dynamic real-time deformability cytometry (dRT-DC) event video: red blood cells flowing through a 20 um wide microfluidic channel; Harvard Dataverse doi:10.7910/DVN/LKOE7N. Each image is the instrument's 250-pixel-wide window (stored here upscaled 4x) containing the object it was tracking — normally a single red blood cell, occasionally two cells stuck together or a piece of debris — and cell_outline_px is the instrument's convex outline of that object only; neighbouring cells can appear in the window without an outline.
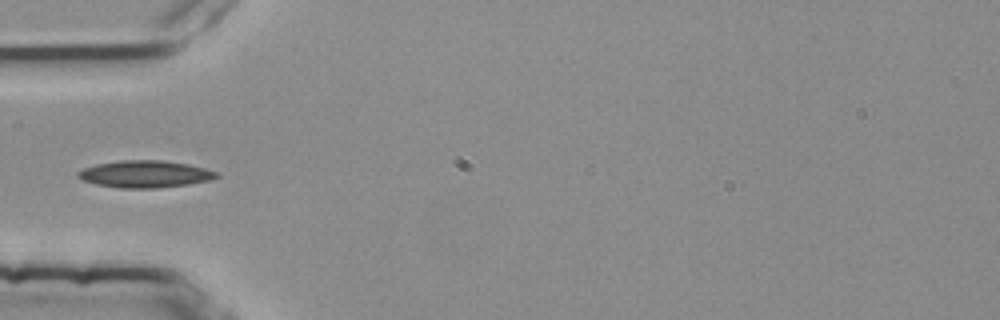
{"species": "common noctule bat (a hibernating species)", "species_latin": "Nyctalus noctula", "temperature_condition": "room temperature", "stored_images_in_passage": 36, "camera_frame_rate_fps": 3000, "um_per_image_px": 0.085, "animal": {"sex": "female", "body_mass_g": 25.1}, "frame": {"image": 1, "passage_image": 1, "time_ms": 0.0, "image_size_px": [1000, 320], "cell_outline_px": [[220, 176], [212, 180], [188, 184], [156, 188], [120, 188], [96, 184], [84, 180], [76, 176], [76, 172], [84, 168], [96, 164], [120, 160], [160, 160], [188, 164], [204, 168], [216, 172]], "centroid_in_image_um": [12.32, 14.79], "position_along_channel_um": 72.7, "area_um2": 21.79}}
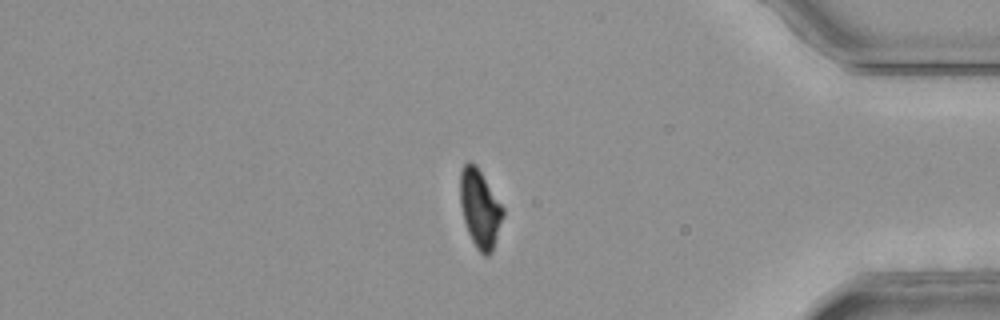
{"frame": {"image": 2, "passage_image": 29, "time_ms": 9.333, "image_size_px": [1000, 320], "cell_outline_px": [[504, 216], [492, 252], [488, 256], [484, 256], [476, 248], [468, 232], [464, 220], [460, 204], [460, 172], [464, 164], [468, 160], [476, 164], [504, 208]], "centroid_in_image_um": [40.8, 17.72], "position_along_channel_um": 394.4, "area_um2": 19.59}}
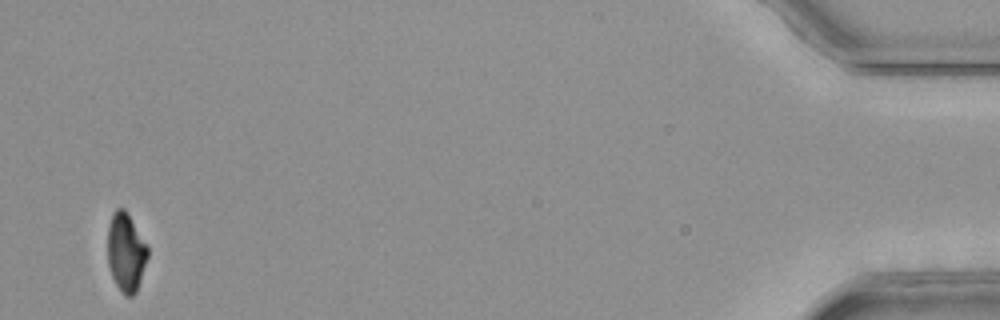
{"frame": {"image": 3, "passage_image": 36, "time_ms": 11.667, "image_size_px": [1000, 320], "cell_outline_px": [[148, 256], [136, 292], [132, 296], [124, 296], [116, 284], [112, 276], [108, 264], [108, 228], [112, 212], [116, 208], [124, 208], [128, 212], [148, 248]], "centroid_in_image_um": [10.69, 21.42], "position_along_channel_um": 424.5, "area_um2": 18.26}}